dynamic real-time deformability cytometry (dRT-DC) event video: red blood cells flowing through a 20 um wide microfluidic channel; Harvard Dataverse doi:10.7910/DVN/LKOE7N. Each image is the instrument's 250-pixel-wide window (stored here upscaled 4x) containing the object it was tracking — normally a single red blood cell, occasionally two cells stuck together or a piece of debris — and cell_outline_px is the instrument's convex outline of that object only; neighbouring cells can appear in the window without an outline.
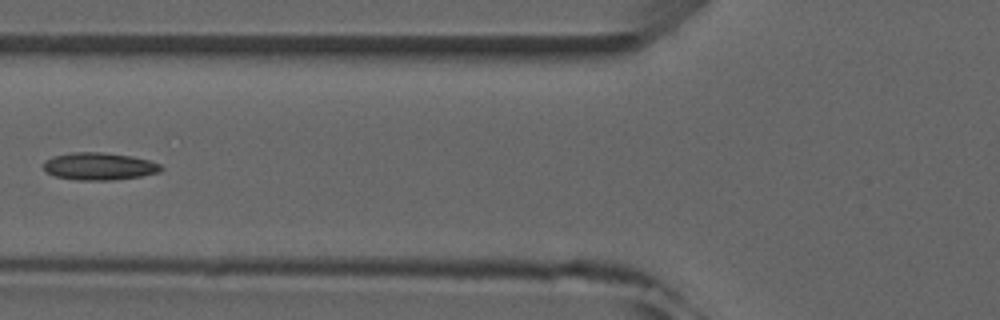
{"species": "common noctule bat (a hibernating species)", "species_latin": "Nyctalus noctula", "temperature_condition": "room temperature", "stored_images_in_passage": 3, "camera_frame_rate_fps": 3000, "um_per_image_px": 0.085, "animal": {"sex": "male", "forearm_length_mm": 52.5}, "frame": {"image": 1, "passage_image": 3, "time_ms": 2.333, "image_size_px": [1000, 320], "cell_outline_px": [[164, 168], [160, 172], [140, 176], [112, 180], [76, 180], [52, 176], [44, 172], [44, 160], [52, 156], [72, 152], [104, 152], [132, 156], [148, 160], [160, 164]], "centroid_in_image_um": [8.39, 14.13], "position_along_channel_um": 117.4, "area_um2": 19.02}}